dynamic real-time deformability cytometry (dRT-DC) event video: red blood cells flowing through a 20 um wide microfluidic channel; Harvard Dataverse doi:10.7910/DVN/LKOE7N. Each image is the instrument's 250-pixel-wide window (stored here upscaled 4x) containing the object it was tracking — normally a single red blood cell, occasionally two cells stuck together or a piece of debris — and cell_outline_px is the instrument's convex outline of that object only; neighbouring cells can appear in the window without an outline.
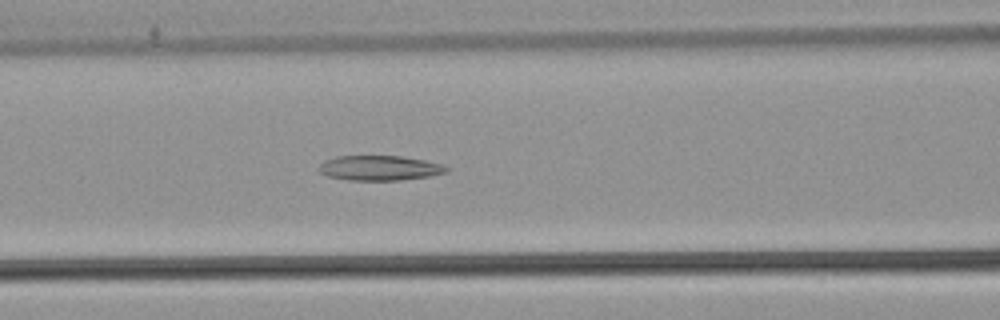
{"species": "common noctule bat (a hibernating species)", "species_latin": "Nyctalus noctula", "temperature_condition": "warm", "stored_images_in_passage": 45, "segment_of_instrument_passage": [1, 2], "camera_frame_rate_fps": 3000, "um_per_image_px": 0.085, "animal": {"sex": "male", "body_mass_g": 21.5, "forearm_length_mm": 52.0}, "frame": {"image": 1, "passage_image": 14, "time_ms": 4.333, "image_size_px": [1000, 320], "cell_outline_px": [[452, 168], [448, 172], [428, 176], [400, 180], [348, 180], [328, 176], [320, 172], [320, 164], [324, 160], [336, 156], [400, 156], [424, 160], [444, 164]], "centroid_in_image_um": [32.31, 14.27], "position_along_channel_um": 134.3, "area_um2": 18.55}}
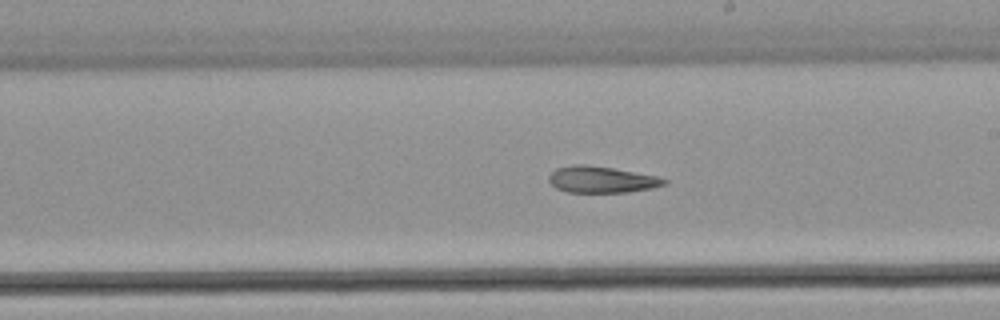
{"frame": {"image": 2, "passage_image": 22, "time_ms": 7.0, "image_size_px": [1000, 320], "cell_outline_px": [[668, 184], [652, 188], [628, 192], [568, 192], [556, 188], [548, 180], [548, 176], [556, 168], [572, 164], [584, 164], [612, 168], [656, 176], [668, 180]], "centroid_in_image_um": [51.12, 15.26], "position_along_channel_um": 237.9, "area_um2": 17.74}}
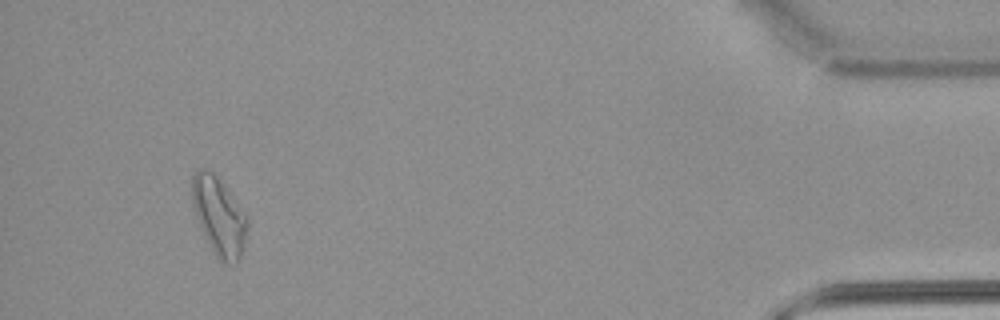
{"frame": {"image": 3, "passage_image": 41, "time_ms": 13.333, "image_size_px": [1000, 320], "cell_outline_px": [[248, 228], [244, 244], [240, 256], [236, 264], [224, 264], [216, 256], [200, 224], [192, 204], [192, 176], [200, 168], [204, 168], [212, 172], [216, 176], [248, 216]], "centroid_in_image_um": [18.64, 18.39], "position_along_channel_um": 416.6, "area_um2": 24.62}}